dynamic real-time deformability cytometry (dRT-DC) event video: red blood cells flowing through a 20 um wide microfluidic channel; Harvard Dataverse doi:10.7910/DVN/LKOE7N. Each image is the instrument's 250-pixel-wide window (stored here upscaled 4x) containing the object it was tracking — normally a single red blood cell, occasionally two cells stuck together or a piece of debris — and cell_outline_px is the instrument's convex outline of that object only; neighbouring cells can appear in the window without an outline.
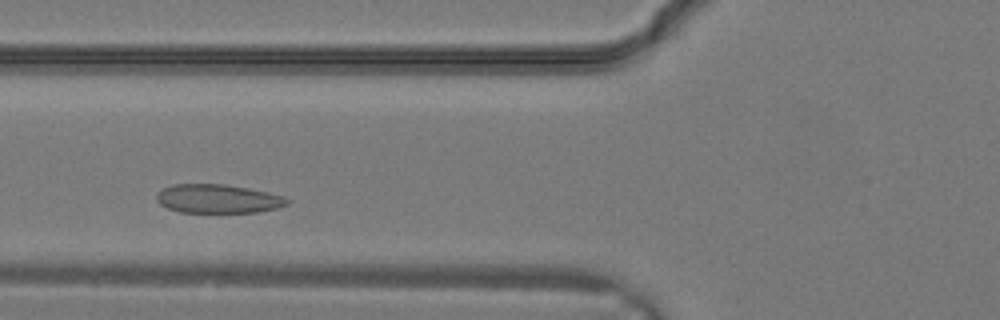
{"species": "common noctule bat (a hibernating species)", "species_latin": "Nyctalus noctula", "temperature_condition": "warm", "stored_images_in_passage": 24, "camera_frame_rate_fps": 3000, "um_per_image_px": 0.085, "animal": {"sex": "male", "body_mass_g": 19.2, "forearm_length_mm": 51.8}, "frame": {"image": 1, "passage_image": 5, "time_ms": 1.333, "image_size_px": [1000, 320], "cell_outline_px": [[292, 200], [288, 204], [276, 208], [256, 212], [180, 212], [168, 208], [160, 204], [156, 200], [156, 196], [164, 188], [172, 184], [224, 184], [248, 188], [268, 192], [284, 196]], "centroid_in_image_um": [18.55, 16.89], "position_along_channel_um": 107.2, "area_um2": 21.85}}
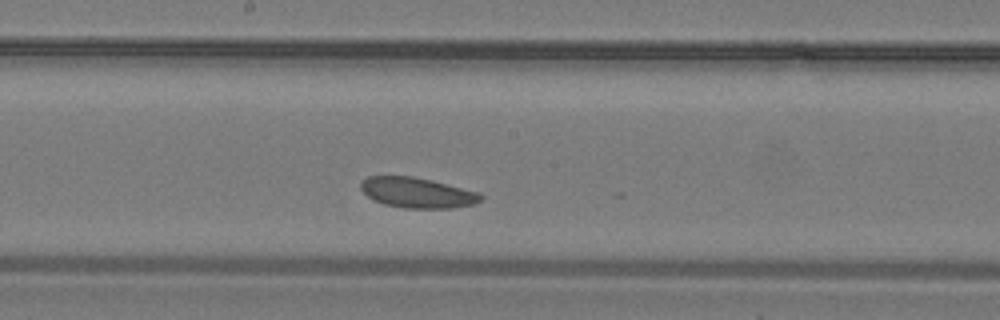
{"frame": {"image": 2, "passage_image": 10, "time_ms": 3.0, "image_size_px": [1000, 320], "cell_outline_px": [[484, 196], [476, 204], [452, 208], [404, 208], [384, 204], [372, 200], [360, 188], [360, 184], [368, 176], [412, 176], [432, 180], [480, 192]], "centroid_in_image_um": [35.49, 16.38], "position_along_channel_um": 212.7, "area_um2": 21.33}}
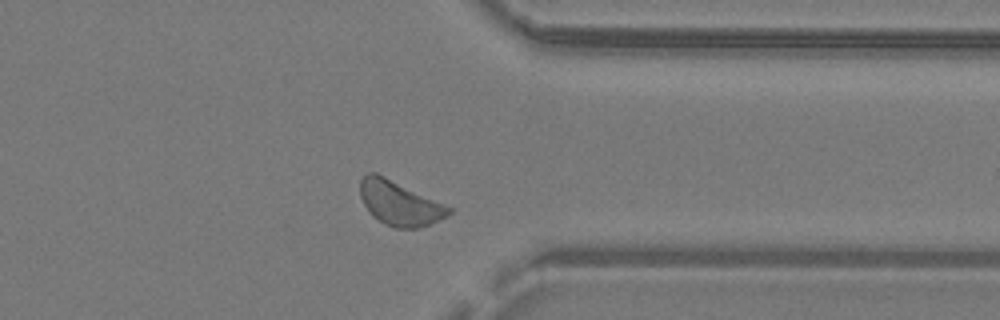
{"frame": {"image": 3, "passage_image": 18, "time_ms": 5.667, "image_size_px": [1000, 320], "cell_outline_px": [[452, 212], [448, 216], [420, 228], [396, 228], [384, 224], [372, 216], [368, 212], [360, 196], [360, 180], [368, 172], [376, 172], [444, 204], [452, 208]], "centroid_in_image_um": [33.94, 17.28], "position_along_channel_um": 377.5, "area_um2": 22.89}}